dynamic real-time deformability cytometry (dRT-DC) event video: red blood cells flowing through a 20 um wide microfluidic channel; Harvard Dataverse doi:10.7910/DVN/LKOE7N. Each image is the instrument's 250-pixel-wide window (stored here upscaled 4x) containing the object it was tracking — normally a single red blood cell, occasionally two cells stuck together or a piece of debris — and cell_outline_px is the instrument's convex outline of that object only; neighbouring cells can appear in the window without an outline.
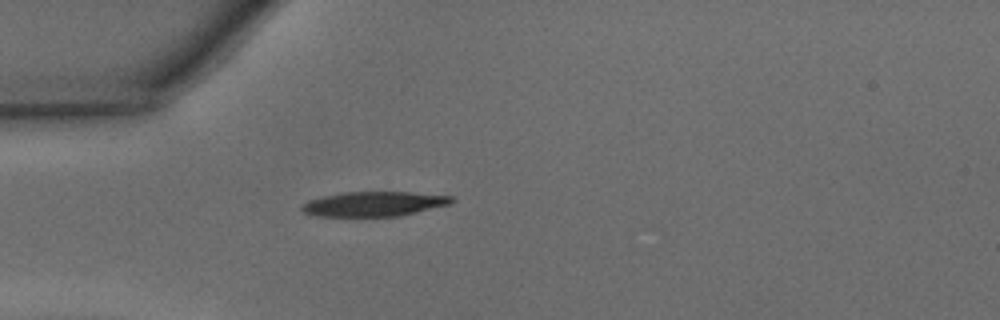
{"species": "common noctule bat (a hibernating species)", "species_latin": "Nyctalus noctula", "temperature_condition": "warm", "stored_images_in_passage": 34, "camera_frame_rate_fps": 3000, "um_per_image_px": 0.085, "animal": {"sex": "male", "body_mass_g": 15.6}, "frame": {"image": 1, "passage_image": 1, "time_ms": 0.0, "image_size_px": [1000, 320], "cell_outline_px": [[456, 200], [452, 204], [400, 216], [316, 216], [304, 212], [300, 208], [300, 204], [308, 200], [324, 196], [344, 192], [412, 192], [452, 196]], "centroid_in_image_um": [31.81, 17.33], "position_along_channel_um": 53.2, "area_um2": 21.73}}
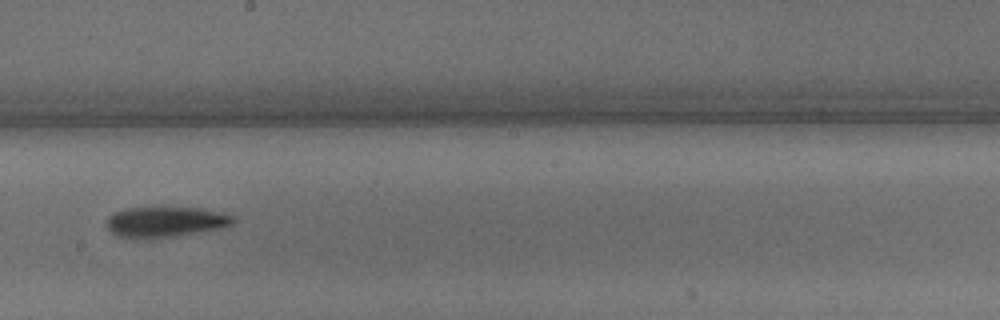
{"frame": {"image": 2, "passage_image": 14, "time_ms": 4.333, "image_size_px": [1000, 320], "cell_outline_px": [[236, 220], [232, 224], [224, 228], [176, 236], [148, 240], [144, 240], [116, 236], [104, 224], [104, 220], [112, 212], [124, 208], [204, 208], [232, 216]], "centroid_in_image_um": [13.99, 18.88], "position_along_channel_um": 234.2, "area_um2": 23.0}}
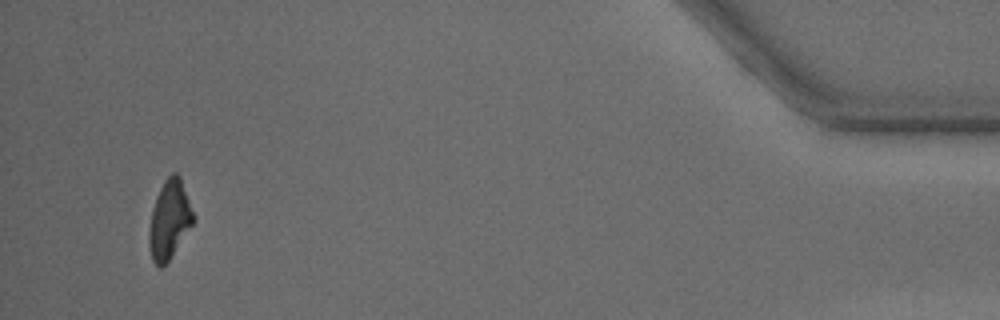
{"frame": {"image": 3, "passage_image": 32, "time_ms": 10.333, "image_size_px": [1000, 320], "cell_outline_px": [[196, 220], [168, 260], [160, 268], [152, 260], [148, 248], [148, 232], [152, 208], [156, 196], [164, 180], [172, 172], [176, 172], [180, 176], [196, 216]], "centroid_in_image_um": [14.4, 18.64], "position_along_channel_um": 420.8, "area_um2": 20.52}, "authors_computed_cell_mechanics": {"area_um2": 21.7328, "velocity_mm_per_s": 4.365, "shape_relaxation_time_tau1_ms": 4.1117, "shape_relaxation_time_tau2_ms": 6.5204, "deformation_change_tau1": 0.1861, "deformation_change_tau2": 0.2085}}